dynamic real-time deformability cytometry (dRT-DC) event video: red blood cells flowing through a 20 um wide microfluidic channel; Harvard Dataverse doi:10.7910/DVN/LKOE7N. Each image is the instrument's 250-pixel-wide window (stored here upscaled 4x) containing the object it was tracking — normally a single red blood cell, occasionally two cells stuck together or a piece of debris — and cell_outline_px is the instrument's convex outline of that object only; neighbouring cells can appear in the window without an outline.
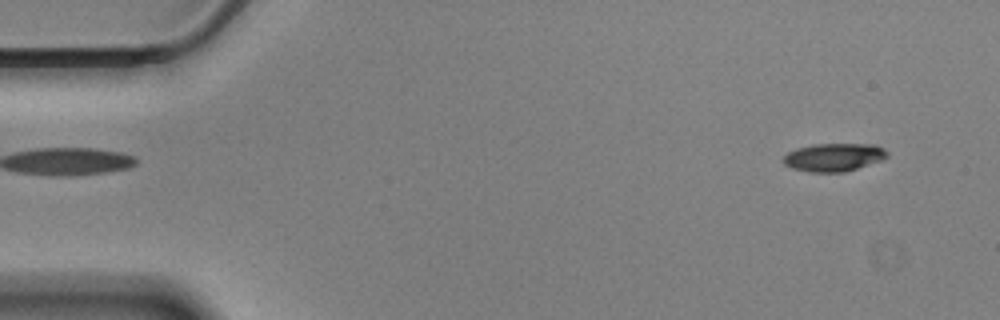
{"species": "Egyptian fruit bat (a non-hibernating species)", "species_latin": "Rousettus aegyptiacus", "temperature_condition": "cold", "stored_images_in_passage": 57, "camera_frame_rate_fps": 3000, "um_per_image_px": 0.085, "animal": {"sex": "male"}, "frame": {"image": 1, "passage_image": 4, "time_ms": 1.0, "image_size_px": [1000, 320], "cell_outline_px": [[888, 156], [880, 160], [844, 172], [808, 172], [792, 168], [784, 164], [784, 156], [788, 152], [796, 148], [816, 144], [876, 144], [884, 148], [888, 152]], "centroid_in_image_um": [70.87, 13.36], "position_along_channel_um": 14.1, "area_um2": 16.88}}
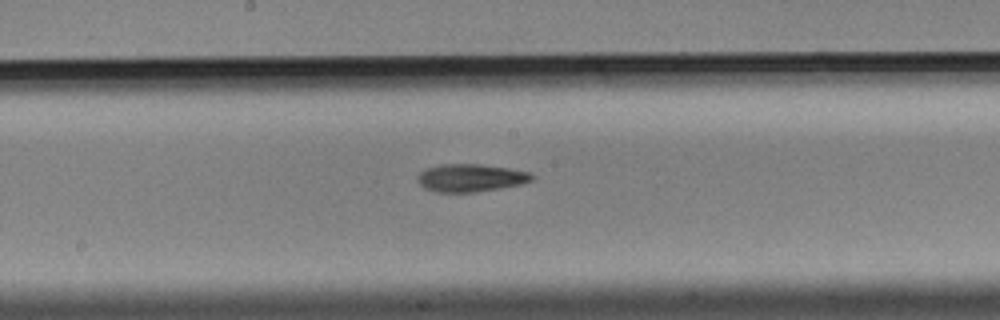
{"frame": {"image": 2, "passage_image": 30, "time_ms": 9.667, "image_size_px": [1000, 320], "cell_outline_px": [[532, 180], [520, 184], [500, 188], [472, 192], [436, 192], [424, 188], [416, 180], [416, 176], [424, 168], [440, 164], [480, 164], [508, 168], [532, 172]], "centroid_in_image_um": [39.95, 15.11], "position_along_channel_um": 208.3, "area_um2": 18.55}}
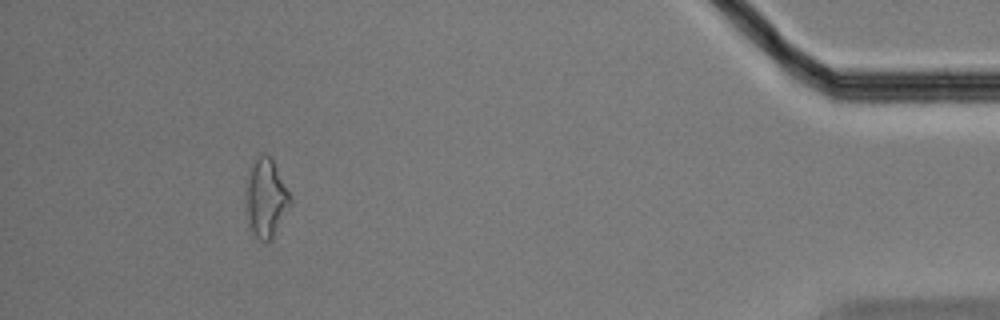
{"frame": {"image": 3, "passage_image": 53, "time_ms": 17.333, "image_size_px": [1000, 320], "cell_outline_px": [[292, 204], [272, 240], [260, 240], [256, 236], [252, 228], [248, 216], [244, 200], [248, 176], [252, 164], [260, 156], [268, 156], [272, 160], [292, 200]], "centroid_in_image_um": [22.61, 16.89], "position_along_channel_um": 412.6, "area_um2": 19.71}, "authors_computed_cell_mechanics": {"area_um2": 18.0914, "velocity_mm_per_s": 3.4587, "shape_relaxation_time_tau1_ms": 3.3168, "shape_relaxation_time_tau2_ms": null, "deformation_change_tau1": 0.1275, "deformation_change_tau2": null}}